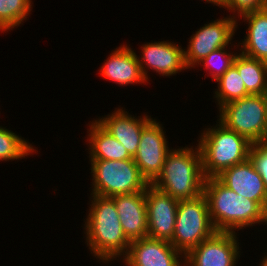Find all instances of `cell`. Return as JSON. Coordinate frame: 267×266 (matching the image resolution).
<instances>
[{
    "label": "cell",
    "instance_id": "5",
    "mask_svg": "<svg viewBox=\"0 0 267 266\" xmlns=\"http://www.w3.org/2000/svg\"><path fill=\"white\" fill-rule=\"evenodd\" d=\"M91 165V194L112 197L145 191L149 183L141 175L134 159L89 160Z\"/></svg>",
    "mask_w": 267,
    "mask_h": 266
},
{
    "label": "cell",
    "instance_id": "8",
    "mask_svg": "<svg viewBox=\"0 0 267 266\" xmlns=\"http://www.w3.org/2000/svg\"><path fill=\"white\" fill-rule=\"evenodd\" d=\"M237 31V21L229 14L210 21L197 29L188 38L187 48H183L184 61L189 69L195 68L211 52L233 43Z\"/></svg>",
    "mask_w": 267,
    "mask_h": 266
},
{
    "label": "cell",
    "instance_id": "18",
    "mask_svg": "<svg viewBox=\"0 0 267 266\" xmlns=\"http://www.w3.org/2000/svg\"><path fill=\"white\" fill-rule=\"evenodd\" d=\"M240 20L246 22L245 24L248 23L246 36L243 41L237 43L238 45L231 44L230 47L234 45L233 48L238 47L242 54L267 63V8L237 19V28Z\"/></svg>",
    "mask_w": 267,
    "mask_h": 266
},
{
    "label": "cell",
    "instance_id": "19",
    "mask_svg": "<svg viewBox=\"0 0 267 266\" xmlns=\"http://www.w3.org/2000/svg\"><path fill=\"white\" fill-rule=\"evenodd\" d=\"M87 130L89 160L133 159L124 146L110 135L95 119L90 121ZM90 132V133H89Z\"/></svg>",
    "mask_w": 267,
    "mask_h": 266
},
{
    "label": "cell",
    "instance_id": "10",
    "mask_svg": "<svg viewBox=\"0 0 267 266\" xmlns=\"http://www.w3.org/2000/svg\"><path fill=\"white\" fill-rule=\"evenodd\" d=\"M154 118L143 130L134 162L141 175L151 184L162 172L169 148L166 131L160 120Z\"/></svg>",
    "mask_w": 267,
    "mask_h": 266
},
{
    "label": "cell",
    "instance_id": "31",
    "mask_svg": "<svg viewBox=\"0 0 267 266\" xmlns=\"http://www.w3.org/2000/svg\"><path fill=\"white\" fill-rule=\"evenodd\" d=\"M258 265H259V266H267V263L261 261Z\"/></svg>",
    "mask_w": 267,
    "mask_h": 266
},
{
    "label": "cell",
    "instance_id": "20",
    "mask_svg": "<svg viewBox=\"0 0 267 266\" xmlns=\"http://www.w3.org/2000/svg\"><path fill=\"white\" fill-rule=\"evenodd\" d=\"M233 65L250 95H262L267 90V63L238 51Z\"/></svg>",
    "mask_w": 267,
    "mask_h": 266
},
{
    "label": "cell",
    "instance_id": "26",
    "mask_svg": "<svg viewBox=\"0 0 267 266\" xmlns=\"http://www.w3.org/2000/svg\"><path fill=\"white\" fill-rule=\"evenodd\" d=\"M248 159L261 176L267 190V142L252 143Z\"/></svg>",
    "mask_w": 267,
    "mask_h": 266
},
{
    "label": "cell",
    "instance_id": "16",
    "mask_svg": "<svg viewBox=\"0 0 267 266\" xmlns=\"http://www.w3.org/2000/svg\"><path fill=\"white\" fill-rule=\"evenodd\" d=\"M116 206L122 230L131 242L147 237V208L145 191L110 197Z\"/></svg>",
    "mask_w": 267,
    "mask_h": 266
},
{
    "label": "cell",
    "instance_id": "11",
    "mask_svg": "<svg viewBox=\"0 0 267 266\" xmlns=\"http://www.w3.org/2000/svg\"><path fill=\"white\" fill-rule=\"evenodd\" d=\"M141 57L137 55L141 71L147 84L149 71L158 73L161 76L170 77L188 69L184 61L183 47L174 41H152L141 45Z\"/></svg>",
    "mask_w": 267,
    "mask_h": 266
},
{
    "label": "cell",
    "instance_id": "1",
    "mask_svg": "<svg viewBox=\"0 0 267 266\" xmlns=\"http://www.w3.org/2000/svg\"><path fill=\"white\" fill-rule=\"evenodd\" d=\"M89 198L90 207L82 227L86 247L100 263L122 259L129 250L130 241L122 230L114 201L98 195Z\"/></svg>",
    "mask_w": 267,
    "mask_h": 266
},
{
    "label": "cell",
    "instance_id": "2",
    "mask_svg": "<svg viewBox=\"0 0 267 266\" xmlns=\"http://www.w3.org/2000/svg\"><path fill=\"white\" fill-rule=\"evenodd\" d=\"M203 194L216 232L238 233L260 223L262 206L236 194L217 177L205 179Z\"/></svg>",
    "mask_w": 267,
    "mask_h": 266
},
{
    "label": "cell",
    "instance_id": "9",
    "mask_svg": "<svg viewBox=\"0 0 267 266\" xmlns=\"http://www.w3.org/2000/svg\"><path fill=\"white\" fill-rule=\"evenodd\" d=\"M238 234L215 232L184 256L185 266H237L241 255Z\"/></svg>",
    "mask_w": 267,
    "mask_h": 266
},
{
    "label": "cell",
    "instance_id": "14",
    "mask_svg": "<svg viewBox=\"0 0 267 266\" xmlns=\"http://www.w3.org/2000/svg\"><path fill=\"white\" fill-rule=\"evenodd\" d=\"M120 106L104 117L95 120L121 143L133 158L139 147L142 130L154 119L147 114L134 116Z\"/></svg>",
    "mask_w": 267,
    "mask_h": 266
},
{
    "label": "cell",
    "instance_id": "29",
    "mask_svg": "<svg viewBox=\"0 0 267 266\" xmlns=\"http://www.w3.org/2000/svg\"><path fill=\"white\" fill-rule=\"evenodd\" d=\"M264 99L265 111H266V119H267V90L262 94Z\"/></svg>",
    "mask_w": 267,
    "mask_h": 266
},
{
    "label": "cell",
    "instance_id": "27",
    "mask_svg": "<svg viewBox=\"0 0 267 266\" xmlns=\"http://www.w3.org/2000/svg\"><path fill=\"white\" fill-rule=\"evenodd\" d=\"M264 223V224H263ZM262 224L263 226L267 225V202L262 206V212H261V220L259 225ZM267 227V226H266Z\"/></svg>",
    "mask_w": 267,
    "mask_h": 266
},
{
    "label": "cell",
    "instance_id": "30",
    "mask_svg": "<svg viewBox=\"0 0 267 266\" xmlns=\"http://www.w3.org/2000/svg\"><path fill=\"white\" fill-rule=\"evenodd\" d=\"M266 251H267V245H266ZM266 254V255H265ZM264 257H262V259L260 260V261H263V262H265V263H267V253L265 252L264 253Z\"/></svg>",
    "mask_w": 267,
    "mask_h": 266
},
{
    "label": "cell",
    "instance_id": "15",
    "mask_svg": "<svg viewBox=\"0 0 267 266\" xmlns=\"http://www.w3.org/2000/svg\"><path fill=\"white\" fill-rule=\"evenodd\" d=\"M102 64L99 68L100 76L118 84L119 87L147 83L136 51L129 44L123 43L116 47Z\"/></svg>",
    "mask_w": 267,
    "mask_h": 266
},
{
    "label": "cell",
    "instance_id": "4",
    "mask_svg": "<svg viewBox=\"0 0 267 266\" xmlns=\"http://www.w3.org/2000/svg\"><path fill=\"white\" fill-rule=\"evenodd\" d=\"M200 132L197 140L205 178L217 177L224 170L248 159L252 143L227 128L218 119Z\"/></svg>",
    "mask_w": 267,
    "mask_h": 266
},
{
    "label": "cell",
    "instance_id": "28",
    "mask_svg": "<svg viewBox=\"0 0 267 266\" xmlns=\"http://www.w3.org/2000/svg\"><path fill=\"white\" fill-rule=\"evenodd\" d=\"M205 1V3H211L213 6L219 7L221 0H201Z\"/></svg>",
    "mask_w": 267,
    "mask_h": 266
},
{
    "label": "cell",
    "instance_id": "25",
    "mask_svg": "<svg viewBox=\"0 0 267 266\" xmlns=\"http://www.w3.org/2000/svg\"><path fill=\"white\" fill-rule=\"evenodd\" d=\"M219 7L233 13L231 16L237 21L245 14L267 8V0H221Z\"/></svg>",
    "mask_w": 267,
    "mask_h": 266
},
{
    "label": "cell",
    "instance_id": "12",
    "mask_svg": "<svg viewBox=\"0 0 267 266\" xmlns=\"http://www.w3.org/2000/svg\"><path fill=\"white\" fill-rule=\"evenodd\" d=\"M147 237L171 242L176 223L178 199L158 190L152 184L145 189Z\"/></svg>",
    "mask_w": 267,
    "mask_h": 266
},
{
    "label": "cell",
    "instance_id": "3",
    "mask_svg": "<svg viewBox=\"0 0 267 266\" xmlns=\"http://www.w3.org/2000/svg\"><path fill=\"white\" fill-rule=\"evenodd\" d=\"M205 179L198 145H187L171 149L162 172L151 184L173 198L186 200L203 194Z\"/></svg>",
    "mask_w": 267,
    "mask_h": 266
},
{
    "label": "cell",
    "instance_id": "13",
    "mask_svg": "<svg viewBox=\"0 0 267 266\" xmlns=\"http://www.w3.org/2000/svg\"><path fill=\"white\" fill-rule=\"evenodd\" d=\"M121 260L125 266H185L184 255L170 242L150 237L131 241Z\"/></svg>",
    "mask_w": 267,
    "mask_h": 266
},
{
    "label": "cell",
    "instance_id": "7",
    "mask_svg": "<svg viewBox=\"0 0 267 266\" xmlns=\"http://www.w3.org/2000/svg\"><path fill=\"white\" fill-rule=\"evenodd\" d=\"M218 120L251 143L266 142L267 119L263 95H248L223 105Z\"/></svg>",
    "mask_w": 267,
    "mask_h": 266
},
{
    "label": "cell",
    "instance_id": "6",
    "mask_svg": "<svg viewBox=\"0 0 267 266\" xmlns=\"http://www.w3.org/2000/svg\"><path fill=\"white\" fill-rule=\"evenodd\" d=\"M215 232L204 194L198 198L178 201L174 234L170 243L179 252L185 256Z\"/></svg>",
    "mask_w": 267,
    "mask_h": 266
},
{
    "label": "cell",
    "instance_id": "23",
    "mask_svg": "<svg viewBox=\"0 0 267 266\" xmlns=\"http://www.w3.org/2000/svg\"><path fill=\"white\" fill-rule=\"evenodd\" d=\"M32 2V0H0V31L8 33L15 27L23 25L33 9Z\"/></svg>",
    "mask_w": 267,
    "mask_h": 266
},
{
    "label": "cell",
    "instance_id": "22",
    "mask_svg": "<svg viewBox=\"0 0 267 266\" xmlns=\"http://www.w3.org/2000/svg\"><path fill=\"white\" fill-rule=\"evenodd\" d=\"M37 148H34L27 139L17 135L12 130L0 126V161H14L38 154ZM37 151V152H36Z\"/></svg>",
    "mask_w": 267,
    "mask_h": 266
},
{
    "label": "cell",
    "instance_id": "24",
    "mask_svg": "<svg viewBox=\"0 0 267 266\" xmlns=\"http://www.w3.org/2000/svg\"><path fill=\"white\" fill-rule=\"evenodd\" d=\"M229 48L228 45L211 52L197 64V67L202 65L205 71L209 72V76H212V81L218 80L233 65L234 59L238 54V52L229 51Z\"/></svg>",
    "mask_w": 267,
    "mask_h": 266
},
{
    "label": "cell",
    "instance_id": "21",
    "mask_svg": "<svg viewBox=\"0 0 267 266\" xmlns=\"http://www.w3.org/2000/svg\"><path fill=\"white\" fill-rule=\"evenodd\" d=\"M217 89L213 92L218 110L225 104L250 95L245 88L244 82L237 68L232 65L218 80Z\"/></svg>",
    "mask_w": 267,
    "mask_h": 266
},
{
    "label": "cell",
    "instance_id": "17",
    "mask_svg": "<svg viewBox=\"0 0 267 266\" xmlns=\"http://www.w3.org/2000/svg\"><path fill=\"white\" fill-rule=\"evenodd\" d=\"M217 178L229 189L246 199L256 201L261 206L267 202L265 184L249 159L229 167Z\"/></svg>",
    "mask_w": 267,
    "mask_h": 266
}]
</instances>
